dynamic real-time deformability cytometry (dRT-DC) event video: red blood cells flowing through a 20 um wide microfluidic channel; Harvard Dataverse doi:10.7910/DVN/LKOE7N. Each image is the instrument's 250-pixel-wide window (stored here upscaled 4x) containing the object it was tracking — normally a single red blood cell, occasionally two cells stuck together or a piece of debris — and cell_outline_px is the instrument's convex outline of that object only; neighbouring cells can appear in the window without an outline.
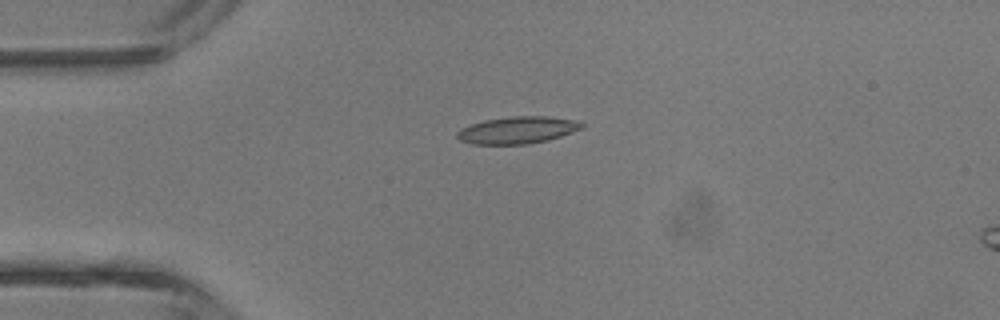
{"species": "common noctule bat (a hibernating species)", "species_latin": "Nyctalus noctula", "temperature_condition": "room temperature", "stored_images_in_passage": 5, "camera_frame_rate_fps": 3000, "um_per_image_px": 0.085, "animal": {"sex": "male", "body_mass_g": 13.3}, "frame": {"image": 1, "passage_image": 4, "time_ms": 3.333, "image_size_px": [1000, 320], "cell_outline_px": [[584, 128], [548, 140], [528, 144], [472, 144], [460, 140], [456, 136], [456, 132], [460, 128], [484, 120], [508, 116], [548, 116], [580, 120], [584, 124]], "centroid_in_image_um": [44.01, 11.04], "position_along_channel_um": 41.0, "area_um2": 19.88}}